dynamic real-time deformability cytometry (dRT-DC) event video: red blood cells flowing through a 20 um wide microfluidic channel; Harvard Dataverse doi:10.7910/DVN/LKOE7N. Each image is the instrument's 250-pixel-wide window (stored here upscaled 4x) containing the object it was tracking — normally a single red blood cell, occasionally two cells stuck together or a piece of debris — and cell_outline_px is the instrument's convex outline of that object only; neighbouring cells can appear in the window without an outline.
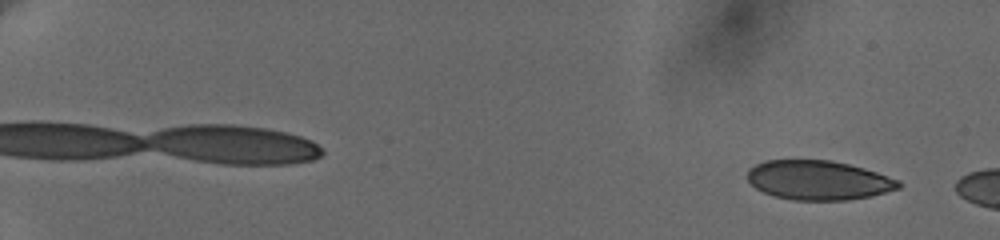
{"species": "human", "species_latin": "Homo sapiens", "temperature_condition": "cold", "stored_images_in_passage": 20, "camera_frame_rate_fps": 3000, "um_per_image_px": 0.085, "donor": {"sex": "female"}, "frame": {"image": 1, "passage_image": 3, "time_ms": 1.0, "image_size_px": [1000, 240], "cell_outline_px": [[904, 184], [900, 188], [872, 196], [848, 200], [792, 200], [772, 196], [756, 188], [744, 176], [748, 168], [764, 160], [832, 160], [864, 168], [900, 180]], "centroid_in_image_um": [69.55, 15.32], "position_along_channel_um": 15.4, "area_um2": 35.08}}
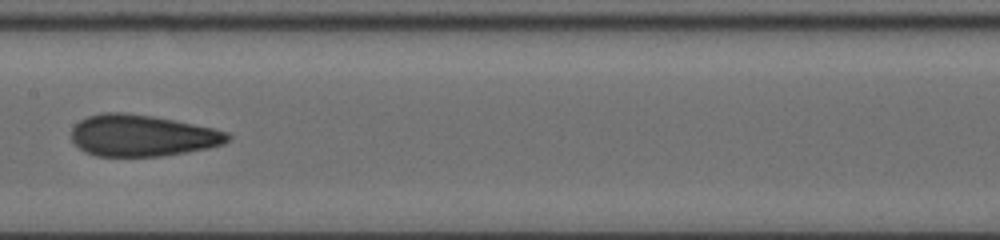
{"frame": {"image": 2, "passage_image": 15, "time_ms": 11.0, "image_size_px": [1000, 240], "cell_outline_px": [[232, 136], [224, 144], [208, 148], [160, 156], [96, 156], [84, 152], [72, 140], [72, 128], [80, 120], [88, 116], [100, 112], [124, 112], [152, 116], [212, 128], [228, 132]], "centroid_in_image_um": [12.06, 11.52], "position_along_channel_um": 195.3, "area_um2": 37.69}}
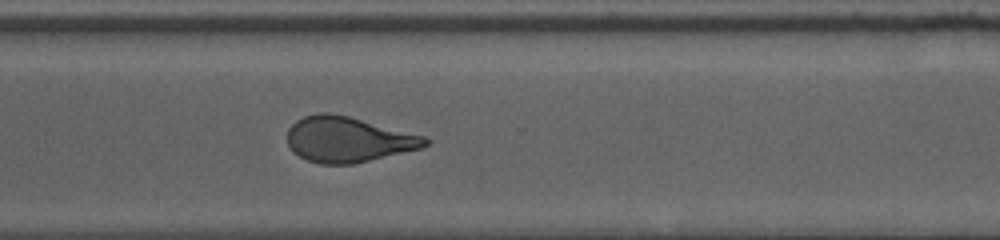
{"frame": {"image": 3, "passage_image": 20, "time_ms": 15.0, "image_size_px": [1000, 240], "cell_outline_px": [[428, 144], [420, 148], [352, 164], [320, 164], [308, 160], [292, 152], [288, 144], [288, 128], [296, 120], [304, 116], [320, 112], [328, 112], [348, 116], [424, 136], [428, 140]], "centroid_in_image_um": [29.53, 11.85], "position_along_channel_um": 341.1, "area_um2": 36.07}}